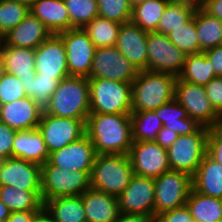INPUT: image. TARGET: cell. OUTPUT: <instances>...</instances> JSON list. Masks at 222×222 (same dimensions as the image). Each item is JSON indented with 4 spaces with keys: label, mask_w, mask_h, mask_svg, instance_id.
<instances>
[{
    "label": "cell",
    "mask_w": 222,
    "mask_h": 222,
    "mask_svg": "<svg viewBox=\"0 0 222 222\" xmlns=\"http://www.w3.org/2000/svg\"><path fill=\"white\" fill-rule=\"evenodd\" d=\"M85 130L97 155L129 154L133 143L130 114L90 113Z\"/></svg>",
    "instance_id": "1"
},
{
    "label": "cell",
    "mask_w": 222,
    "mask_h": 222,
    "mask_svg": "<svg viewBox=\"0 0 222 222\" xmlns=\"http://www.w3.org/2000/svg\"><path fill=\"white\" fill-rule=\"evenodd\" d=\"M176 80L172 74L140 70L132 82L131 113L153 111L173 100Z\"/></svg>",
    "instance_id": "2"
},
{
    "label": "cell",
    "mask_w": 222,
    "mask_h": 222,
    "mask_svg": "<svg viewBox=\"0 0 222 222\" xmlns=\"http://www.w3.org/2000/svg\"><path fill=\"white\" fill-rule=\"evenodd\" d=\"M44 112L57 117L87 120L90 114L88 78L68 76L62 79Z\"/></svg>",
    "instance_id": "3"
},
{
    "label": "cell",
    "mask_w": 222,
    "mask_h": 222,
    "mask_svg": "<svg viewBox=\"0 0 222 222\" xmlns=\"http://www.w3.org/2000/svg\"><path fill=\"white\" fill-rule=\"evenodd\" d=\"M134 175L129 155L100 154L96 156L90 174L94 190L118 197Z\"/></svg>",
    "instance_id": "4"
},
{
    "label": "cell",
    "mask_w": 222,
    "mask_h": 222,
    "mask_svg": "<svg viewBox=\"0 0 222 222\" xmlns=\"http://www.w3.org/2000/svg\"><path fill=\"white\" fill-rule=\"evenodd\" d=\"M90 113L131 114L132 83L104 78L88 79Z\"/></svg>",
    "instance_id": "5"
},
{
    "label": "cell",
    "mask_w": 222,
    "mask_h": 222,
    "mask_svg": "<svg viewBox=\"0 0 222 222\" xmlns=\"http://www.w3.org/2000/svg\"><path fill=\"white\" fill-rule=\"evenodd\" d=\"M90 188V174L87 171L62 169L52 165L48 160L41 165L42 201L81 195Z\"/></svg>",
    "instance_id": "6"
},
{
    "label": "cell",
    "mask_w": 222,
    "mask_h": 222,
    "mask_svg": "<svg viewBox=\"0 0 222 222\" xmlns=\"http://www.w3.org/2000/svg\"><path fill=\"white\" fill-rule=\"evenodd\" d=\"M209 128L200 126L194 133L179 135L167 149L170 169L193 176L207 153Z\"/></svg>",
    "instance_id": "7"
},
{
    "label": "cell",
    "mask_w": 222,
    "mask_h": 222,
    "mask_svg": "<svg viewBox=\"0 0 222 222\" xmlns=\"http://www.w3.org/2000/svg\"><path fill=\"white\" fill-rule=\"evenodd\" d=\"M192 188V176L186 172L170 170L155 178L154 217L186 205Z\"/></svg>",
    "instance_id": "8"
},
{
    "label": "cell",
    "mask_w": 222,
    "mask_h": 222,
    "mask_svg": "<svg viewBox=\"0 0 222 222\" xmlns=\"http://www.w3.org/2000/svg\"><path fill=\"white\" fill-rule=\"evenodd\" d=\"M174 99L200 126L211 128L222 123V116L211 104L204 86L182 81L177 77Z\"/></svg>",
    "instance_id": "9"
},
{
    "label": "cell",
    "mask_w": 222,
    "mask_h": 222,
    "mask_svg": "<svg viewBox=\"0 0 222 222\" xmlns=\"http://www.w3.org/2000/svg\"><path fill=\"white\" fill-rule=\"evenodd\" d=\"M85 123L86 120L57 117L43 111L37 129L50 154L83 137L86 134Z\"/></svg>",
    "instance_id": "10"
},
{
    "label": "cell",
    "mask_w": 222,
    "mask_h": 222,
    "mask_svg": "<svg viewBox=\"0 0 222 222\" xmlns=\"http://www.w3.org/2000/svg\"><path fill=\"white\" fill-rule=\"evenodd\" d=\"M63 41L69 76L88 78L96 50L88 34L80 28H73L57 34Z\"/></svg>",
    "instance_id": "11"
},
{
    "label": "cell",
    "mask_w": 222,
    "mask_h": 222,
    "mask_svg": "<svg viewBox=\"0 0 222 222\" xmlns=\"http://www.w3.org/2000/svg\"><path fill=\"white\" fill-rule=\"evenodd\" d=\"M139 70L115 47L96 48L88 79L104 78L132 83Z\"/></svg>",
    "instance_id": "12"
},
{
    "label": "cell",
    "mask_w": 222,
    "mask_h": 222,
    "mask_svg": "<svg viewBox=\"0 0 222 222\" xmlns=\"http://www.w3.org/2000/svg\"><path fill=\"white\" fill-rule=\"evenodd\" d=\"M148 70L175 75L182 71L186 55L167 37L158 32L147 33Z\"/></svg>",
    "instance_id": "13"
},
{
    "label": "cell",
    "mask_w": 222,
    "mask_h": 222,
    "mask_svg": "<svg viewBox=\"0 0 222 222\" xmlns=\"http://www.w3.org/2000/svg\"><path fill=\"white\" fill-rule=\"evenodd\" d=\"M128 155L135 175L155 179L171 170L167 149L156 142L133 141Z\"/></svg>",
    "instance_id": "14"
},
{
    "label": "cell",
    "mask_w": 222,
    "mask_h": 222,
    "mask_svg": "<svg viewBox=\"0 0 222 222\" xmlns=\"http://www.w3.org/2000/svg\"><path fill=\"white\" fill-rule=\"evenodd\" d=\"M154 199V179L134 174L118 196L120 213L154 217Z\"/></svg>",
    "instance_id": "15"
},
{
    "label": "cell",
    "mask_w": 222,
    "mask_h": 222,
    "mask_svg": "<svg viewBox=\"0 0 222 222\" xmlns=\"http://www.w3.org/2000/svg\"><path fill=\"white\" fill-rule=\"evenodd\" d=\"M35 70L38 76L54 80L69 76L66 49L58 35H52L35 49Z\"/></svg>",
    "instance_id": "16"
},
{
    "label": "cell",
    "mask_w": 222,
    "mask_h": 222,
    "mask_svg": "<svg viewBox=\"0 0 222 222\" xmlns=\"http://www.w3.org/2000/svg\"><path fill=\"white\" fill-rule=\"evenodd\" d=\"M0 186L41 190V165L13 157L0 160Z\"/></svg>",
    "instance_id": "17"
},
{
    "label": "cell",
    "mask_w": 222,
    "mask_h": 222,
    "mask_svg": "<svg viewBox=\"0 0 222 222\" xmlns=\"http://www.w3.org/2000/svg\"><path fill=\"white\" fill-rule=\"evenodd\" d=\"M97 153L92 141L85 134L79 140L74 141L60 150L49 154L48 161L57 167L70 171H87L91 174Z\"/></svg>",
    "instance_id": "18"
},
{
    "label": "cell",
    "mask_w": 222,
    "mask_h": 222,
    "mask_svg": "<svg viewBox=\"0 0 222 222\" xmlns=\"http://www.w3.org/2000/svg\"><path fill=\"white\" fill-rule=\"evenodd\" d=\"M147 33L132 21L123 23L115 45L139 71L148 70Z\"/></svg>",
    "instance_id": "19"
},
{
    "label": "cell",
    "mask_w": 222,
    "mask_h": 222,
    "mask_svg": "<svg viewBox=\"0 0 222 222\" xmlns=\"http://www.w3.org/2000/svg\"><path fill=\"white\" fill-rule=\"evenodd\" d=\"M53 34L31 12L0 39V46L36 49Z\"/></svg>",
    "instance_id": "20"
},
{
    "label": "cell",
    "mask_w": 222,
    "mask_h": 222,
    "mask_svg": "<svg viewBox=\"0 0 222 222\" xmlns=\"http://www.w3.org/2000/svg\"><path fill=\"white\" fill-rule=\"evenodd\" d=\"M42 113L33 99L25 97L0 105V122L16 131L31 130L39 125Z\"/></svg>",
    "instance_id": "21"
},
{
    "label": "cell",
    "mask_w": 222,
    "mask_h": 222,
    "mask_svg": "<svg viewBox=\"0 0 222 222\" xmlns=\"http://www.w3.org/2000/svg\"><path fill=\"white\" fill-rule=\"evenodd\" d=\"M87 222H116L120 215L118 197L92 188L81 194Z\"/></svg>",
    "instance_id": "22"
},
{
    "label": "cell",
    "mask_w": 222,
    "mask_h": 222,
    "mask_svg": "<svg viewBox=\"0 0 222 222\" xmlns=\"http://www.w3.org/2000/svg\"><path fill=\"white\" fill-rule=\"evenodd\" d=\"M12 157L43 165L49 153L41 133L37 128L17 131L13 141Z\"/></svg>",
    "instance_id": "23"
},
{
    "label": "cell",
    "mask_w": 222,
    "mask_h": 222,
    "mask_svg": "<svg viewBox=\"0 0 222 222\" xmlns=\"http://www.w3.org/2000/svg\"><path fill=\"white\" fill-rule=\"evenodd\" d=\"M30 12L36 16L53 35L70 29V17L64 0H35Z\"/></svg>",
    "instance_id": "24"
},
{
    "label": "cell",
    "mask_w": 222,
    "mask_h": 222,
    "mask_svg": "<svg viewBox=\"0 0 222 222\" xmlns=\"http://www.w3.org/2000/svg\"><path fill=\"white\" fill-rule=\"evenodd\" d=\"M192 185L203 195L222 199V164L206 153L192 176Z\"/></svg>",
    "instance_id": "25"
},
{
    "label": "cell",
    "mask_w": 222,
    "mask_h": 222,
    "mask_svg": "<svg viewBox=\"0 0 222 222\" xmlns=\"http://www.w3.org/2000/svg\"><path fill=\"white\" fill-rule=\"evenodd\" d=\"M0 52L6 68V73L15 75L20 81L34 79L35 49L0 46Z\"/></svg>",
    "instance_id": "26"
},
{
    "label": "cell",
    "mask_w": 222,
    "mask_h": 222,
    "mask_svg": "<svg viewBox=\"0 0 222 222\" xmlns=\"http://www.w3.org/2000/svg\"><path fill=\"white\" fill-rule=\"evenodd\" d=\"M43 208L53 222H87L81 195L43 201Z\"/></svg>",
    "instance_id": "27"
},
{
    "label": "cell",
    "mask_w": 222,
    "mask_h": 222,
    "mask_svg": "<svg viewBox=\"0 0 222 222\" xmlns=\"http://www.w3.org/2000/svg\"><path fill=\"white\" fill-rule=\"evenodd\" d=\"M153 111L162 121L163 127L175 131L178 135L192 134L200 127L175 99Z\"/></svg>",
    "instance_id": "28"
},
{
    "label": "cell",
    "mask_w": 222,
    "mask_h": 222,
    "mask_svg": "<svg viewBox=\"0 0 222 222\" xmlns=\"http://www.w3.org/2000/svg\"><path fill=\"white\" fill-rule=\"evenodd\" d=\"M199 53L222 45V20L209 15L200 6L195 10Z\"/></svg>",
    "instance_id": "29"
},
{
    "label": "cell",
    "mask_w": 222,
    "mask_h": 222,
    "mask_svg": "<svg viewBox=\"0 0 222 222\" xmlns=\"http://www.w3.org/2000/svg\"><path fill=\"white\" fill-rule=\"evenodd\" d=\"M186 206L194 222H222V199L203 195L192 188Z\"/></svg>",
    "instance_id": "30"
},
{
    "label": "cell",
    "mask_w": 222,
    "mask_h": 222,
    "mask_svg": "<svg viewBox=\"0 0 222 222\" xmlns=\"http://www.w3.org/2000/svg\"><path fill=\"white\" fill-rule=\"evenodd\" d=\"M0 200L10 209L16 211H40L43 208L41 190L15 189L0 186Z\"/></svg>",
    "instance_id": "31"
},
{
    "label": "cell",
    "mask_w": 222,
    "mask_h": 222,
    "mask_svg": "<svg viewBox=\"0 0 222 222\" xmlns=\"http://www.w3.org/2000/svg\"><path fill=\"white\" fill-rule=\"evenodd\" d=\"M213 64L207 59L204 52L186 55V59L178 78L199 86L207 85L214 79Z\"/></svg>",
    "instance_id": "32"
},
{
    "label": "cell",
    "mask_w": 222,
    "mask_h": 222,
    "mask_svg": "<svg viewBox=\"0 0 222 222\" xmlns=\"http://www.w3.org/2000/svg\"><path fill=\"white\" fill-rule=\"evenodd\" d=\"M169 2V0H148L136 4L132 7L131 21L142 30L154 32Z\"/></svg>",
    "instance_id": "33"
},
{
    "label": "cell",
    "mask_w": 222,
    "mask_h": 222,
    "mask_svg": "<svg viewBox=\"0 0 222 222\" xmlns=\"http://www.w3.org/2000/svg\"><path fill=\"white\" fill-rule=\"evenodd\" d=\"M198 6L187 2L170 1L158 23L155 32L167 35L175 29L185 27Z\"/></svg>",
    "instance_id": "34"
},
{
    "label": "cell",
    "mask_w": 222,
    "mask_h": 222,
    "mask_svg": "<svg viewBox=\"0 0 222 222\" xmlns=\"http://www.w3.org/2000/svg\"><path fill=\"white\" fill-rule=\"evenodd\" d=\"M120 27L119 23L97 16L83 30L96 48H106L116 45Z\"/></svg>",
    "instance_id": "35"
},
{
    "label": "cell",
    "mask_w": 222,
    "mask_h": 222,
    "mask_svg": "<svg viewBox=\"0 0 222 222\" xmlns=\"http://www.w3.org/2000/svg\"><path fill=\"white\" fill-rule=\"evenodd\" d=\"M130 119L133 141H156L163 123L154 111L131 113Z\"/></svg>",
    "instance_id": "36"
},
{
    "label": "cell",
    "mask_w": 222,
    "mask_h": 222,
    "mask_svg": "<svg viewBox=\"0 0 222 222\" xmlns=\"http://www.w3.org/2000/svg\"><path fill=\"white\" fill-rule=\"evenodd\" d=\"M61 80H54L47 76L35 75L34 79L21 81L26 96L33 99V102L42 110L45 111L49 106V100Z\"/></svg>",
    "instance_id": "37"
},
{
    "label": "cell",
    "mask_w": 222,
    "mask_h": 222,
    "mask_svg": "<svg viewBox=\"0 0 222 222\" xmlns=\"http://www.w3.org/2000/svg\"><path fill=\"white\" fill-rule=\"evenodd\" d=\"M70 17V29H83L99 16L97 0H64Z\"/></svg>",
    "instance_id": "38"
},
{
    "label": "cell",
    "mask_w": 222,
    "mask_h": 222,
    "mask_svg": "<svg viewBox=\"0 0 222 222\" xmlns=\"http://www.w3.org/2000/svg\"><path fill=\"white\" fill-rule=\"evenodd\" d=\"M168 39L185 55L199 53V41L195 26V12L193 16L181 27L167 34Z\"/></svg>",
    "instance_id": "39"
},
{
    "label": "cell",
    "mask_w": 222,
    "mask_h": 222,
    "mask_svg": "<svg viewBox=\"0 0 222 222\" xmlns=\"http://www.w3.org/2000/svg\"><path fill=\"white\" fill-rule=\"evenodd\" d=\"M30 13V8L14 0H0V39Z\"/></svg>",
    "instance_id": "40"
},
{
    "label": "cell",
    "mask_w": 222,
    "mask_h": 222,
    "mask_svg": "<svg viewBox=\"0 0 222 222\" xmlns=\"http://www.w3.org/2000/svg\"><path fill=\"white\" fill-rule=\"evenodd\" d=\"M99 16L119 24L131 21L132 6L129 0H97Z\"/></svg>",
    "instance_id": "41"
},
{
    "label": "cell",
    "mask_w": 222,
    "mask_h": 222,
    "mask_svg": "<svg viewBox=\"0 0 222 222\" xmlns=\"http://www.w3.org/2000/svg\"><path fill=\"white\" fill-rule=\"evenodd\" d=\"M26 91L15 75L6 73L0 81V105L25 98Z\"/></svg>",
    "instance_id": "42"
},
{
    "label": "cell",
    "mask_w": 222,
    "mask_h": 222,
    "mask_svg": "<svg viewBox=\"0 0 222 222\" xmlns=\"http://www.w3.org/2000/svg\"><path fill=\"white\" fill-rule=\"evenodd\" d=\"M207 153L222 164V123L209 128Z\"/></svg>",
    "instance_id": "43"
},
{
    "label": "cell",
    "mask_w": 222,
    "mask_h": 222,
    "mask_svg": "<svg viewBox=\"0 0 222 222\" xmlns=\"http://www.w3.org/2000/svg\"><path fill=\"white\" fill-rule=\"evenodd\" d=\"M16 133V130L0 122V160L12 157V147Z\"/></svg>",
    "instance_id": "44"
},
{
    "label": "cell",
    "mask_w": 222,
    "mask_h": 222,
    "mask_svg": "<svg viewBox=\"0 0 222 222\" xmlns=\"http://www.w3.org/2000/svg\"><path fill=\"white\" fill-rule=\"evenodd\" d=\"M204 87L211 104L222 116V77H215Z\"/></svg>",
    "instance_id": "45"
},
{
    "label": "cell",
    "mask_w": 222,
    "mask_h": 222,
    "mask_svg": "<svg viewBox=\"0 0 222 222\" xmlns=\"http://www.w3.org/2000/svg\"><path fill=\"white\" fill-rule=\"evenodd\" d=\"M161 222H194L186 205L164 212L157 216Z\"/></svg>",
    "instance_id": "46"
},
{
    "label": "cell",
    "mask_w": 222,
    "mask_h": 222,
    "mask_svg": "<svg viewBox=\"0 0 222 222\" xmlns=\"http://www.w3.org/2000/svg\"><path fill=\"white\" fill-rule=\"evenodd\" d=\"M207 59L213 64L216 77H222V45L204 51Z\"/></svg>",
    "instance_id": "47"
},
{
    "label": "cell",
    "mask_w": 222,
    "mask_h": 222,
    "mask_svg": "<svg viewBox=\"0 0 222 222\" xmlns=\"http://www.w3.org/2000/svg\"><path fill=\"white\" fill-rule=\"evenodd\" d=\"M178 136L179 135L175 131L162 127L158 132L155 142L162 148L168 149L173 142L177 140Z\"/></svg>",
    "instance_id": "48"
},
{
    "label": "cell",
    "mask_w": 222,
    "mask_h": 222,
    "mask_svg": "<svg viewBox=\"0 0 222 222\" xmlns=\"http://www.w3.org/2000/svg\"><path fill=\"white\" fill-rule=\"evenodd\" d=\"M200 7L209 15L222 20V0H203Z\"/></svg>",
    "instance_id": "49"
},
{
    "label": "cell",
    "mask_w": 222,
    "mask_h": 222,
    "mask_svg": "<svg viewBox=\"0 0 222 222\" xmlns=\"http://www.w3.org/2000/svg\"><path fill=\"white\" fill-rule=\"evenodd\" d=\"M39 211H16L11 212L6 222H32L33 217Z\"/></svg>",
    "instance_id": "50"
},
{
    "label": "cell",
    "mask_w": 222,
    "mask_h": 222,
    "mask_svg": "<svg viewBox=\"0 0 222 222\" xmlns=\"http://www.w3.org/2000/svg\"><path fill=\"white\" fill-rule=\"evenodd\" d=\"M154 217L140 214L120 213L116 222H150Z\"/></svg>",
    "instance_id": "51"
},
{
    "label": "cell",
    "mask_w": 222,
    "mask_h": 222,
    "mask_svg": "<svg viewBox=\"0 0 222 222\" xmlns=\"http://www.w3.org/2000/svg\"><path fill=\"white\" fill-rule=\"evenodd\" d=\"M32 222H53L49 214L42 208L34 217Z\"/></svg>",
    "instance_id": "52"
},
{
    "label": "cell",
    "mask_w": 222,
    "mask_h": 222,
    "mask_svg": "<svg viewBox=\"0 0 222 222\" xmlns=\"http://www.w3.org/2000/svg\"><path fill=\"white\" fill-rule=\"evenodd\" d=\"M10 214V209L0 200V220H6Z\"/></svg>",
    "instance_id": "53"
},
{
    "label": "cell",
    "mask_w": 222,
    "mask_h": 222,
    "mask_svg": "<svg viewBox=\"0 0 222 222\" xmlns=\"http://www.w3.org/2000/svg\"><path fill=\"white\" fill-rule=\"evenodd\" d=\"M5 74H6V68H5L4 61L0 52V81L2 80Z\"/></svg>",
    "instance_id": "54"
},
{
    "label": "cell",
    "mask_w": 222,
    "mask_h": 222,
    "mask_svg": "<svg viewBox=\"0 0 222 222\" xmlns=\"http://www.w3.org/2000/svg\"><path fill=\"white\" fill-rule=\"evenodd\" d=\"M17 1L19 3L25 4L27 5L29 8L33 5V3L35 2V0H14Z\"/></svg>",
    "instance_id": "55"
},
{
    "label": "cell",
    "mask_w": 222,
    "mask_h": 222,
    "mask_svg": "<svg viewBox=\"0 0 222 222\" xmlns=\"http://www.w3.org/2000/svg\"><path fill=\"white\" fill-rule=\"evenodd\" d=\"M169 1H175V2H187L192 3L198 6V0H169Z\"/></svg>",
    "instance_id": "56"
},
{
    "label": "cell",
    "mask_w": 222,
    "mask_h": 222,
    "mask_svg": "<svg viewBox=\"0 0 222 222\" xmlns=\"http://www.w3.org/2000/svg\"><path fill=\"white\" fill-rule=\"evenodd\" d=\"M146 1H148V0H129V3L133 7L136 4H140V3H143V2H146Z\"/></svg>",
    "instance_id": "57"
},
{
    "label": "cell",
    "mask_w": 222,
    "mask_h": 222,
    "mask_svg": "<svg viewBox=\"0 0 222 222\" xmlns=\"http://www.w3.org/2000/svg\"><path fill=\"white\" fill-rule=\"evenodd\" d=\"M150 222H161L157 217H154Z\"/></svg>",
    "instance_id": "58"
},
{
    "label": "cell",
    "mask_w": 222,
    "mask_h": 222,
    "mask_svg": "<svg viewBox=\"0 0 222 222\" xmlns=\"http://www.w3.org/2000/svg\"><path fill=\"white\" fill-rule=\"evenodd\" d=\"M203 0H198V6H200V3L202 2Z\"/></svg>",
    "instance_id": "59"
}]
</instances>
